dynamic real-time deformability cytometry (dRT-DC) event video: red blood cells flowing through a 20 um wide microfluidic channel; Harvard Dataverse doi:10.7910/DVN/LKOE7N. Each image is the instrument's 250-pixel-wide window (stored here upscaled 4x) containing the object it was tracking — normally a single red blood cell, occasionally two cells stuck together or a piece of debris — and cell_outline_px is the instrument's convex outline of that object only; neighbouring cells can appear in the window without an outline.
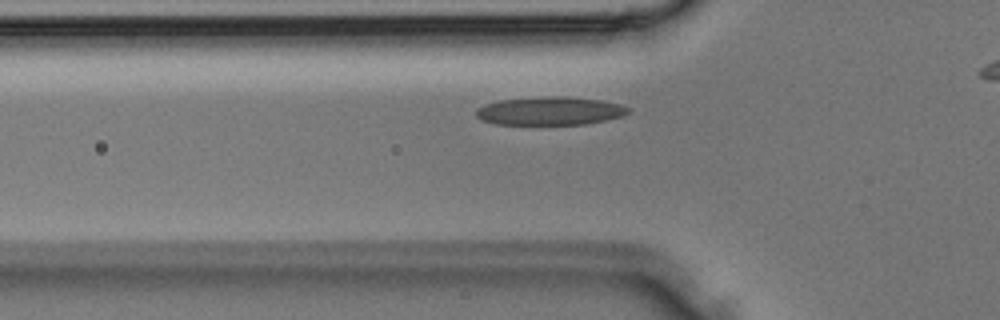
{"species": "Egyptian fruit bat (a non-hibernating species)", "species_latin": "Rousettus aegyptiacus", "temperature_condition": "room temperature", "stored_images_in_passage": 24, "camera_frame_rate_fps": 3000, "um_per_image_px": 0.085, "animal": {"sex": "male"}, "frame": {"image": 1, "passage_image": 6, "time_ms": 1.667, "image_size_px": [1000, 320], "cell_outline_px": [[632, 108], [624, 116], [608, 120], [584, 124], [496, 124], [480, 120], [476, 116], [476, 108], [484, 104], [500, 100], [552, 96], [564, 96], [600, 100], [620, 104]], "centroid_in_image_um": [46.76, 9.43], "position_along_channel_um": 79.0, "area_um2": 25.14}}
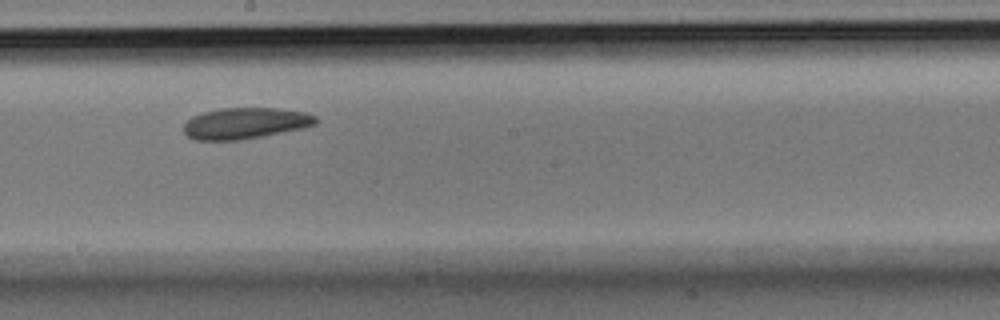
{"frame": {"image": 2, "passage_image": 14, "time_ms": 4.333, "image_size_px": [1000, 320], "cell_outline_px": [[320, 120], [316, 124], [304, 128], [240, 140], [196, 140], [188, 136], [184, 132], [184, 124], [192, 116], [204, 112], [220, 108], [276, 108], [304, 112], [316, 116]], "centroid_in_image_um": [20.87, 10.47], "position_along_channel_um": 227.3, "area_um2": 23.99}}
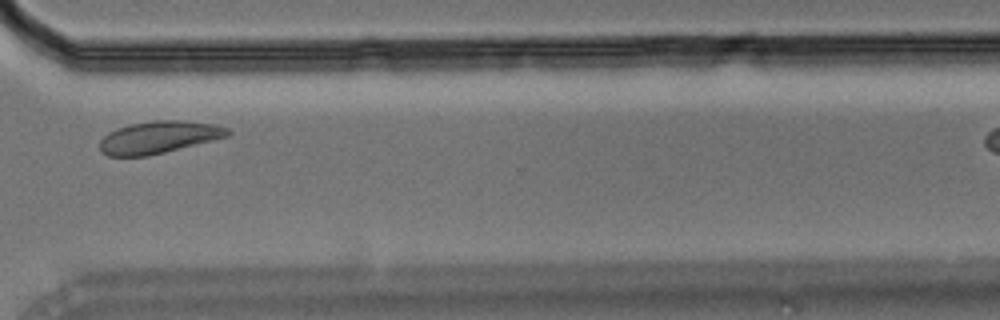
{"frame": {"image": 3, "passage_image": 21, "time_ms": 6.667, "image_size_px": [1000, 320], "cell_outline_px": [[232, 132], [228, 136], [148, 156], [108, 156], [100, 152], [100, 140], [108, 132], [116, 128], [128, 124], [156, 120], [180, 120], [216, 124], [228, 128]], "centroid_in_image_um": [13.47, 11.66], "position_along_channel_um": 357.1, "area_um2": 24.04}}